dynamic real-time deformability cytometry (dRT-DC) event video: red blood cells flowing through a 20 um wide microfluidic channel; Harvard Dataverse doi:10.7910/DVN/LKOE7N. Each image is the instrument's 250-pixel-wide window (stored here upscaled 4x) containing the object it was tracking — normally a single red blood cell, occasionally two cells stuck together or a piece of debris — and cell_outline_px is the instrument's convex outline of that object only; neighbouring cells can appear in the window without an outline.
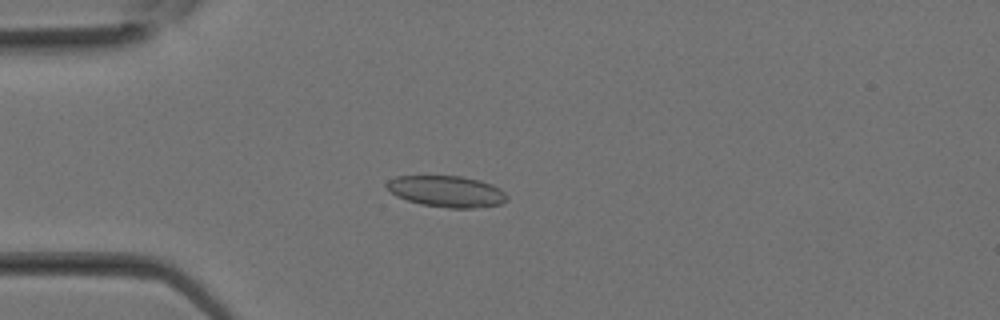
{"species": "Egyptian fruit bat (a non-hibernating species)", "species_latin": "Rousettus aegyptiacus", "temperature_condition": "room temperature", "stored_images_in_passage": 10, "camera_frame_rate_fps": 3000, "um_per_image_px": 0.085, "animal": {"sex": "female"}, "frame": {"image": 1, "passage_image": 7, "time_ms": 2.0, "image_size_px": [1000, 320], "cell_outline_px": [[508, 200], [500, 204], [472, 208], [448, 208], [420, 204], [396, 196], [384, 184], [388, 180], [396, 176], [460, 176], [480, 180], [492, 184], [500, 188], [508, 196]], "centroid_in_image_um": [37.98, 16.26], "position_along_channel_um": 47.0, "area_um2": 21.96}}
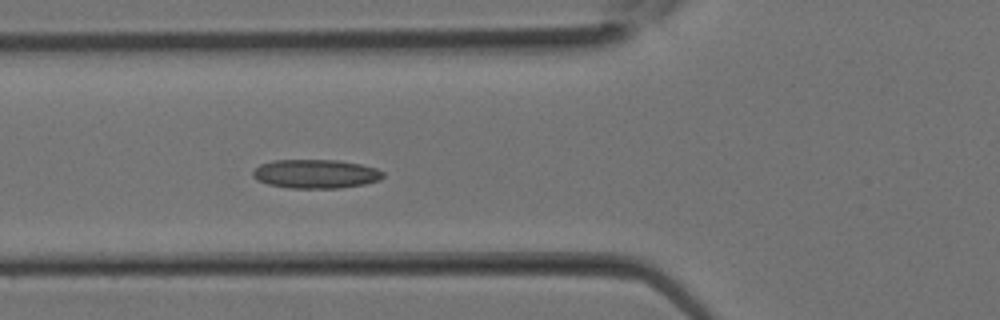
{"frame": {"image": 2, "passage_image": 10, "time_ms": 3.0, "image_size_px": [1000, 320], "cell_outline_px": [[384, 176], [380, 180], [364, 184], [336, 188], [288, 188], [268, 184], [252, 176], [252, 172], [260, 164], [272, 160], [336, 160], [360, 164], [376, 168], [384, 172]], "centroid_in_image_um": [26.84, 14.77], "position_along_channel_um": 99.0, "area_um2": 21.85}}